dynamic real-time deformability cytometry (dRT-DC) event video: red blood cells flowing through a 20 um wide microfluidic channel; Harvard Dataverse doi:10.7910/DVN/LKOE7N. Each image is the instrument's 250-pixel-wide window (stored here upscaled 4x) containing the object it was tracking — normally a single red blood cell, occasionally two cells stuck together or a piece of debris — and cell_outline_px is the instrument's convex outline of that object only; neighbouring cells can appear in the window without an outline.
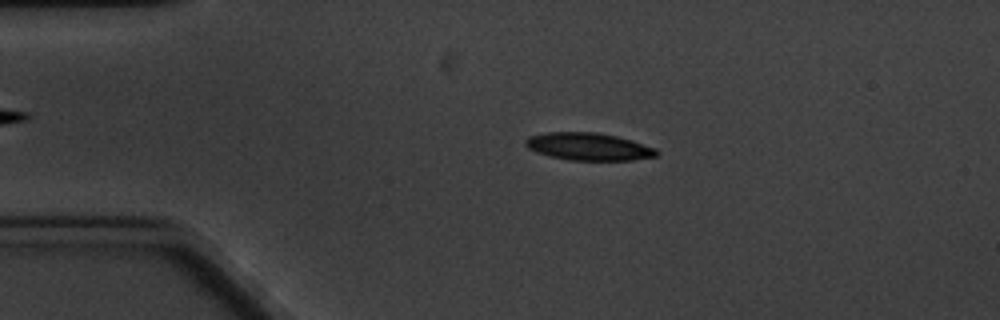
{"species": "common noctule bat (a hibernating species)", "species_latin": "Nyctalus noctula", "temperature_condition": "cold", "stored_images_in_passage": 6, "camera_frame_rate_fps": 3000, "um_per_image_px": 0.085, "animal": {"sex": "male", "body_mass_g": 20.1, "forearm_length_mm": 53.5}, "frame": {"image": 1, "passage_image": 3, "time_ms": 2.333, "image_size_px": [1000, 320], "cell_outline_px": [[660, 152], [656, 156], [632, 160], [568, 160], [548, 156], [536, 152], [528, 148], [524, 144], [524, 140], [528, 136], [548, 132], [596, 132], [616, 136], [632, 140], [656, 148]], "centroid_in_image_um": [50.01, 12.46], "position_along_channel_um": 35.0, "area_um2": 21.15}}
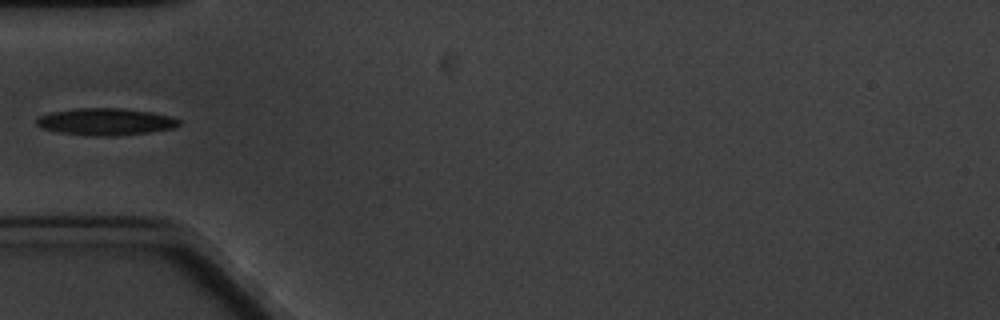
{"frame": {"image": 2, "passage_image": 5, "time_ms": 4.667, "image_size_px": [1000, 320], "cell_outline_px": [[180, 124], [172, 128], [148, 132], [112, 136], [100, 136], [60, 132], [40, 128], [36, 124], [36, 120], [40, 116], [48, 112], [76, 108], [124, 108], [152, 112], [168, 116], [180, 120]], "centroid_in_image_um": [8.94, 10.33], "position_along_channel_um": 76.1, "area_um2": 22.25}}